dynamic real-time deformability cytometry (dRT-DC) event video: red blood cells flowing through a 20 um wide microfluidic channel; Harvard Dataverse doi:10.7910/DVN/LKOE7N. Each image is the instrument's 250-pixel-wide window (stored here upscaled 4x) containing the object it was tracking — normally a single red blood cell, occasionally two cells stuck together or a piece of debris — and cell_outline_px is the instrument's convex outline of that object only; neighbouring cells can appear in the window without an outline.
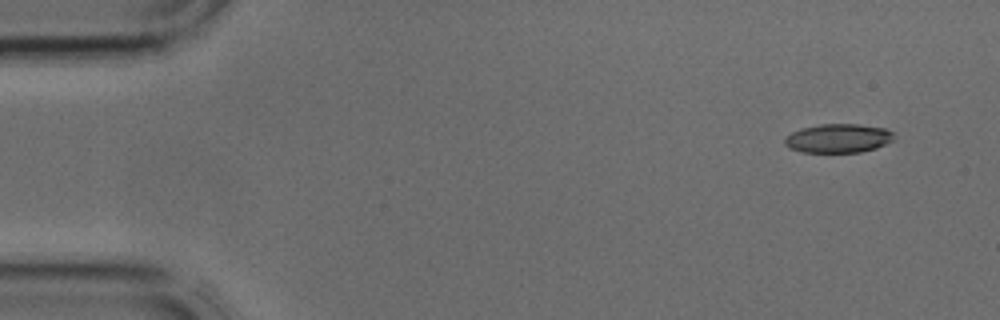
{"species": "common noctule bat (a hibernating species)", "species_latin": "Nyctalus noctula", "temperature_condition": "cold", "stored_images_in_passage": 4, "camera_frame_rate_fps": 3000, "um_per_image_px": 0.085, "animal": {"sex": "male", "body_mass_g": 17.9, "forearm_length_mm": 54.2}, "frame": {"image": 1, "passage_image": 1, "time_ms": 0.0, "image_size_px": [1000, 320], "cell_outline_px": [[896, 140], [876, 148], [860, 152], [804, 152], [788, 148], [784, 144], [784, 136], [800, 128], [820, 124], [856, 124], [884, 128], [892, 132]], "centroid_in_image_um": [71.23, 11.75], "position_along_channel_um": 13.8, "area_um2": 18.55}}